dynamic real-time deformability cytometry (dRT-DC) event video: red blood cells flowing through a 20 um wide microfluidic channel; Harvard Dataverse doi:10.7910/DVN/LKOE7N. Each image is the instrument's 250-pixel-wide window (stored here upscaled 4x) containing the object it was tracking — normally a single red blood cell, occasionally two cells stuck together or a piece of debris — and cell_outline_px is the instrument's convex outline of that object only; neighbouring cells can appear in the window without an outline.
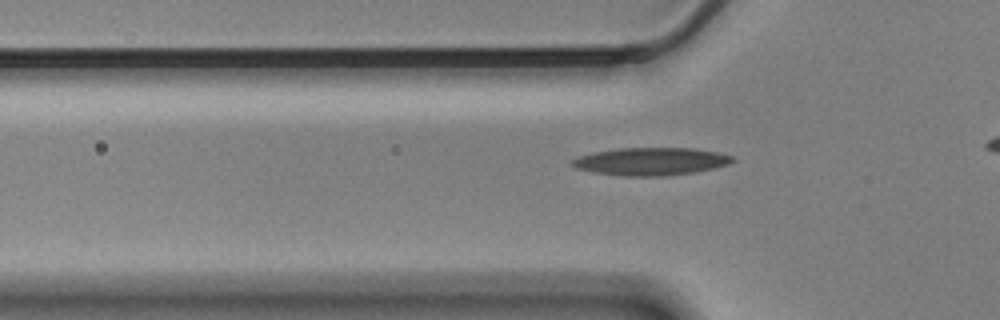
{"species": "Egyptian fruit bat (a non-hibernating species)", "species_latin": "Rousettus aegyptiacus", "temperature_condition": "cold", "stored_images_in_passage": 32, "camera_frame_rate_fps": 3000, "um_per_image_px": 0.085, "animal": {"sex": "male"}, "frame": {"image": 1, "passage_image": 3, "time_ms": 0.667, "image_size_px": [1000, 320], "cell_outline_px": [[736, 160], [728, 164], [696, 172], [664, 176], [624, 176], [592, 172], [576, 168], [572, 164], [572, 160], [580, 156], [596, 152], [620, 148], [692, 148], [716, 152], [732, 156]], "centroid_in_image_um": [55.34, 13.72], "position_along_channel_um": 70.5, "area_um2": 25.66}}
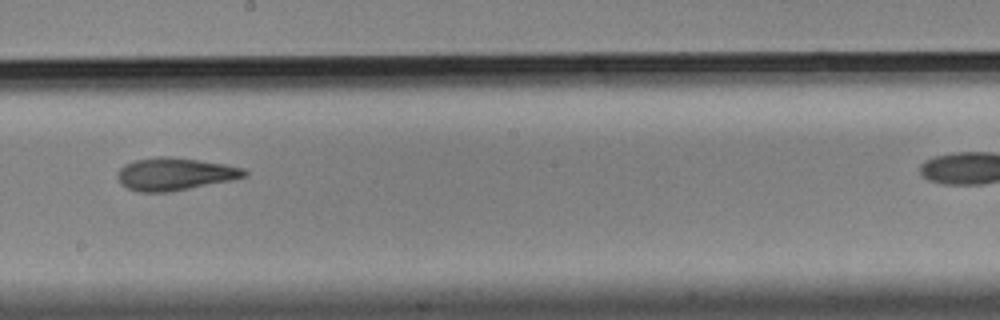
{"frame": {"image": 2, "passage_image": 17, "time_ms": 5.333, "image_size_px": [1000, 320], "cell_outline_px": [[248, 176], [168, 192], [140, 192], [128, 188], [120, 184], [116, 176], [120, 168], [124, 164], [132, 160], [156, 156], [172, 156], [224, 164], [244, 168], [248, 172]], "centroid_in_image_um": [14.8, 14.77], "position_along_channel_um": 233.4, "area_um2": 24.04}}
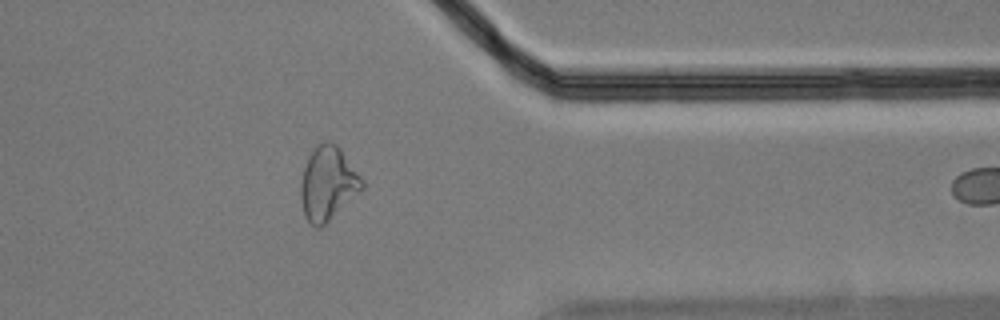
{"frame": {"image": 3, "passage_image": 31, "time_ms": 10.0, "image_size_px": [1000, 320], "cell_outline_px": [[364, 188], [320, 228], [316, 228], [304, 216], [300, 200], [300, 184], [304, 168], [308, 156], [316, 144], [324, 140], [336, 144], [340, 148], [364, 180]], "centroid_in_image_um": [27.85, 15.57], "position_along_channel_um": 383.5, "area_um2": 26.36}}